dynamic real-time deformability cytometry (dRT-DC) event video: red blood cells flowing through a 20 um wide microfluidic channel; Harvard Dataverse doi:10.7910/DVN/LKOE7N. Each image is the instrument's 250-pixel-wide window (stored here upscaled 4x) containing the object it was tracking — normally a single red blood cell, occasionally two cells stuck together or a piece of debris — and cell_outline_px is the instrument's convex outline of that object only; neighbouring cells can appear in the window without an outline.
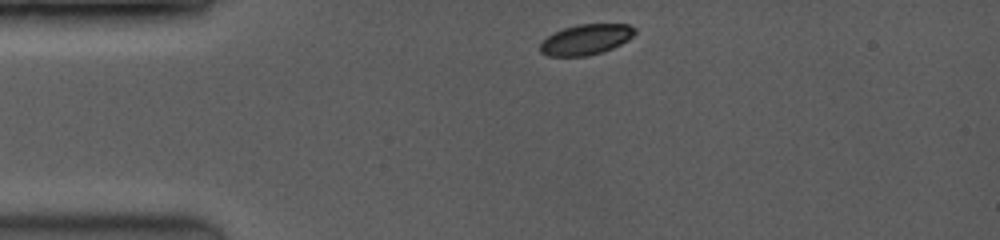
{"species": "common noctule bat (a hibernating species)", "species_latin": "Nyctalus noctula", "temperature_condition": "room temperature", "stored_images_in_passage": 10, "camera_frame_rate_fps": 3500, "um_per_image_px": 0.085, "animal": {"sex": "female", "body_mass_g": 19.0, "forearm_length_mm": 53.3}, "frame": {"image": 1, "passage_image": 1, "time_ms": 0.0, "image_size_px": [1000, 240], "cell_outline_px": [[636, 32], [628, 40], [612, 48], [588, 56], [548, 56], [540, 52], [540, 44], [548, 36], [564, 28], [580, 24], [628, 24], [636, 28]], "centroid_in_image_um": [49.82, 3.36], "position_along_channel_um": 35.2, "area_um2": 16.65}}
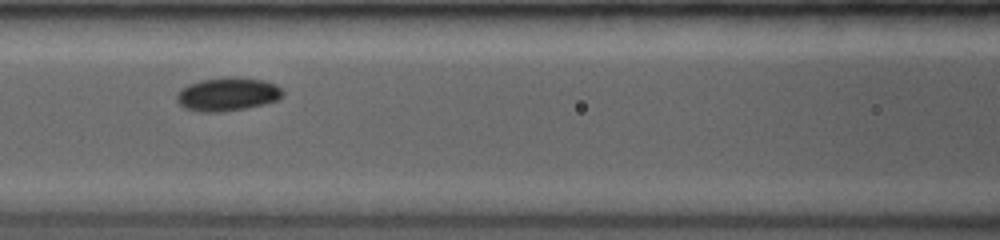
{"frame": {"image": 2, "passage_image": 7, "time_ms": 1.714, "image_size_px": [1000, 240], "cell_outline_px": [[284, 92], [276, 100], [264, 104], [224, 112], [200, 112], [184, 108], [176, 100], [176, 96], [188, 84], [200, 80], [224, 76], [236, 76], [264, 80], [276, 84]], "centroid_in_image_um": [19.33, 7.99], "position_along_channel_um": 147.3, "area_um2": 20.75}}
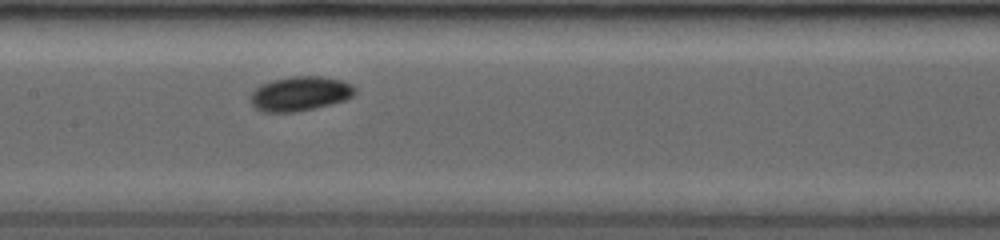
{"frame": {"image": 3, "passage_image": 10, "time_ms": 2.571, "image_size_px": [1000, 240], "cell_outline_px": [[356, 92], [352, 96], [344, 100], [296, 112], [264, 112], [256, 108], [252, 104], [252, 92], [260, 84], [272, 80], [292, 76], [320, 76], [340, 80], [352, 84], [356, 88]], "centroid_in_image_um": [25.5, 7.95], "position_along_channel_um": 181.9, "area_um2": 20.75}}